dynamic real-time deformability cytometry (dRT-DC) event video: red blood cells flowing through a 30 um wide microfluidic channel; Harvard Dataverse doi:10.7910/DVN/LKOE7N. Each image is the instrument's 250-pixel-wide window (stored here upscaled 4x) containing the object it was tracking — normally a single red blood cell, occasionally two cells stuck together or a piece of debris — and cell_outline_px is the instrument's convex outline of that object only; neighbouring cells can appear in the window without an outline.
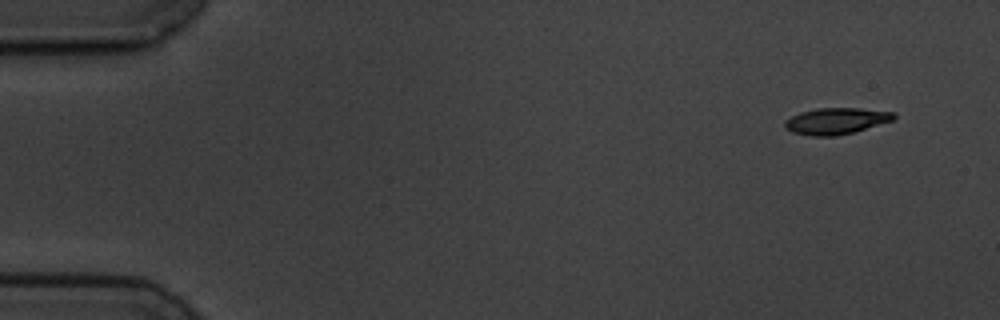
{"species": "common noctule bat (a hibernating species)", "species_latin": "Nyctalus noctula", "temperature_condition": "cold", "stored_images_in_passage": 4, "camera_frame_rate_fps": 3000, "um_per_image_px": 0.085, "animal": {"sex": "male", "body_mass_g": 19.5, "forearm_length_mm": 54.6}, "frame": {"image": 1, "passage_image": 1, "time_ms": 0.0, "image_size_px": [1000, 320], "cell_outline_px": [[896, 116], [892, 120], [852, 132], [836, 136], [812, 136], [792, 132], [784, 124], [784, 120], [800, 112], [816, 108], [860, 108], [896, 112]], "centroid_in_image_um": [71.06, 10.27], "position_along_channel_um": 13.9, "area_um2": 16.59}}
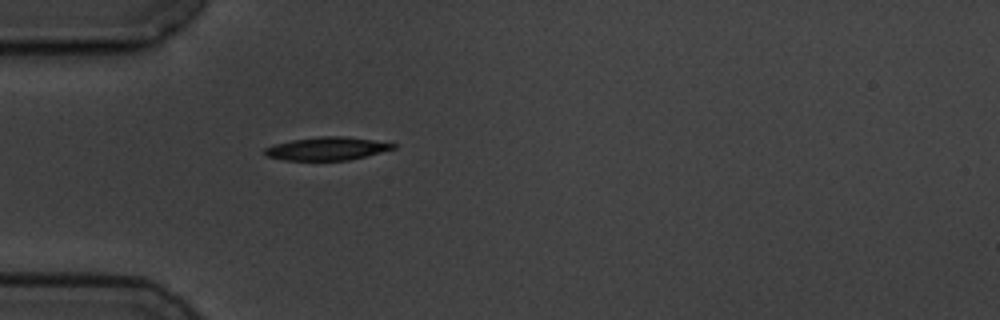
{"frame": {"image": 2, "passage_image": 4, "time_ms": 4.333, "image_size_px": [1000, 320], "cell_outline_px": [[396, 148], [348, 160], [284, 160], [268, 156], [264, 152], [264, 148], [272, 144], [292, 140], [320, 136], [344, 136], [372, 140], [396, 144]], "centroid_in_image_um": [27.75, 12.62], "position_along_channel_um": 57.3, "area_um2": 17.11}}